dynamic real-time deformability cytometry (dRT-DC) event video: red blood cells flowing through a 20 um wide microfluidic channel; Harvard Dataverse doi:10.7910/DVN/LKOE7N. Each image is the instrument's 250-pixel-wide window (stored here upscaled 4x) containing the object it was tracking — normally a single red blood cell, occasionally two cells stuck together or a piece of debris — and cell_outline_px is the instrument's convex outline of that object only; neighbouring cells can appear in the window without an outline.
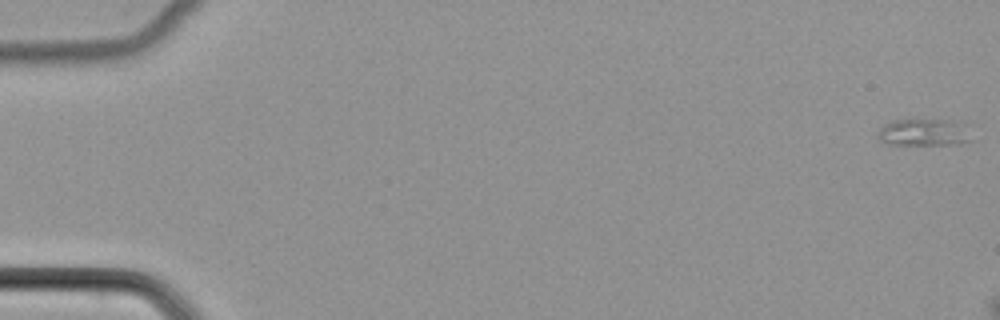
{"species": "common noctule bat (a hibernating species)", "species_latin": "Nyctalus noctula", "temperature_condition": "cold", "stored_images_in_passage": 36, "camera_frame_rate_fps": 3000, "um_per_image_px": 0.085, "animal": {"sex": "female", "body_mass_g": 22.7, "forearm_length_mm": 54.2}, "frame": {"image": 1, "passage_image": 1, "time_ms": 0.0, "image_size_px": [1000, 320], "cell_outline_px": [[976, 140], [960, 144], [888, 144], [880, 140], [876, 136], [876, 132], [884, 124], [892, 120], [948, 120], [968, 124]], "centroid_in_image_um": [78.63, 11.25], "position_along_channel_um": 6.4, "area_um2": 15.26}}
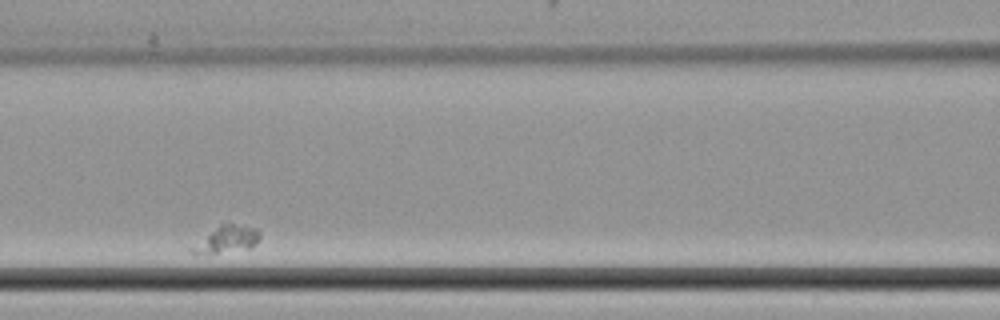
{"frame": {"image": 2, "passage_image": 16, "time_ms": 5.0, "image_size_px": [1000, 320], "cell_outline_px": [[260, 240], [252, 248], [216, 252], [188, 252], [188, 248], [220, 224], [232, 224], [256, 228], [260, 232]], "centroid_in_image_um": [19.31, 20.33], "position_along_channel_um": 147.3, "area_um2": 10.29}}
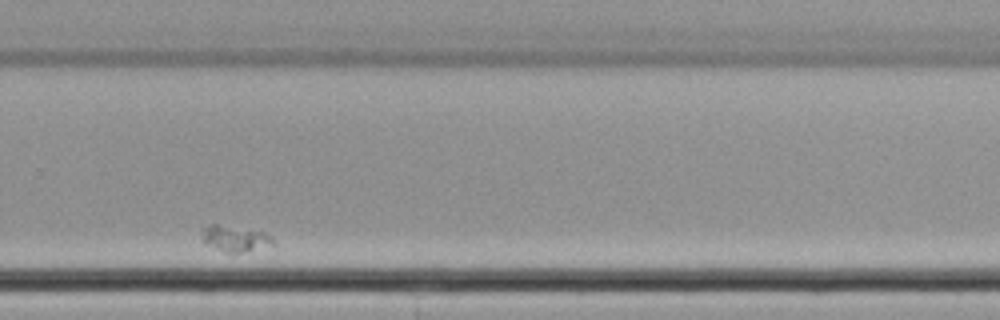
{"frame": {"image": 3, "passage_image": 31, "time_ms": 10.0, "image_size_px": [1000, 320], "cell_outline_px": [[276, 244], [240, 252], [224, 252], [204, 240], [204, 228], [212, 224], [216, 224], [264, 232], [272, 236]], "centroid_in_image_um": [20.07, 20.27], "position_along_channel_um": 309.7, "area_um2": 10.12}}